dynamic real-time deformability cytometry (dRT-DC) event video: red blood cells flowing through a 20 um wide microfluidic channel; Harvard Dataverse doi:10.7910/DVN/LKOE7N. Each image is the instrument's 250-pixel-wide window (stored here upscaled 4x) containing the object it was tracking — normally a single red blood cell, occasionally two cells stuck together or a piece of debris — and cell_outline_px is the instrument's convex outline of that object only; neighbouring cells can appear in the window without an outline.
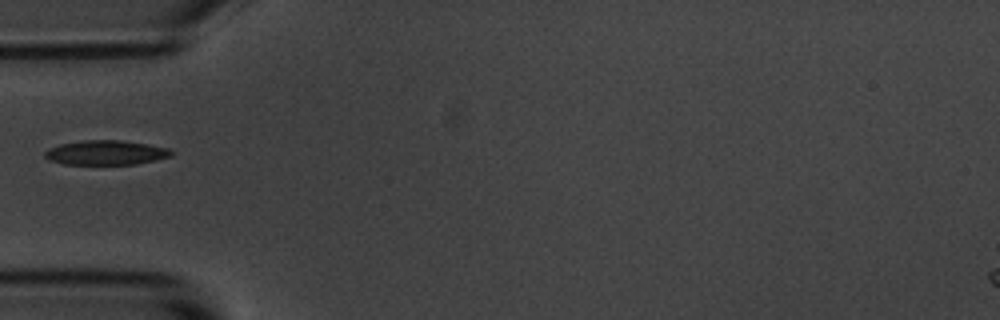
{"species": "common noctule bat (a hibernating species)", "species_latin": "Nyctalus noctula", "temperature_condition": "room temperature", "stored_images_in_passage": 5, "camera_frame_rate_fps": 3000, "um_per_image_px": 0.085, "animal": {"sex": "male", "body_mass_g": 20.1, "forearm_length_mm": 53.5}, "frame": {"image": 1, "passage_image": 4, "time_ms": 3.667, "image_size_px": [1000, 320], "cell_outline_px": [[172, 156], [156, 160], [136, 164], [64, 164], [48, 160], [44, 156], [44, 152], [48, 148], [60, 144], [84, 140], [120, 140], [168, 148], [172, 152]], "centroid_in_image_um": [8.96, 12.98], "position_along_channel_um": 76.0, "area_um2": 17.98}}